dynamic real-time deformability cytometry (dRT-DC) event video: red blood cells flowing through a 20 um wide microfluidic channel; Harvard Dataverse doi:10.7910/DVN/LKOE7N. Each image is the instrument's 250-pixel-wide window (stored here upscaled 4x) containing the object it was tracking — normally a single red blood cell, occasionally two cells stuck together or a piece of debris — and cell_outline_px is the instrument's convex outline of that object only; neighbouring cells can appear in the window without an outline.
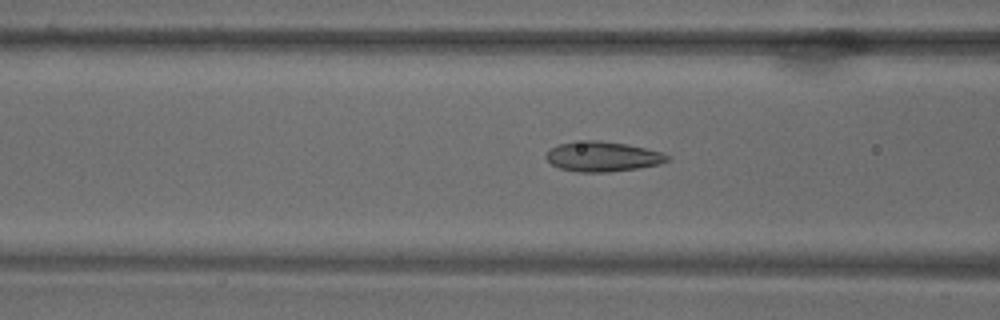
{"species": "common noctule bat (a hibernating species)", "species_latin": "Nyctalus noctula", "temperature_condition": "warm", "stored_images_in_passage": 45, "camera_frame_rate_fps": 3000, "um_per_image_px": 0.085, "animal": {"sex": "male", "body_mass_g": 18.8}, "frame": {"image": 1, "passage_image": 28, "time_ms": 9.0, "image_size_px": [1000, 320], "cell_outline_px": [[668, 160], [660, 164], [636, 168], [608, 172], [580, 172], [560, 168], [552, 164], [544, 156], [552, 148], [560, 144], [588, 140], [600, 140], [628, 144], [660, 152], [668, 156]], "centroid_in_image_um": [51.21, 13.3], "position_along_channel_um": 115.4, "area_um2": 20.81}}
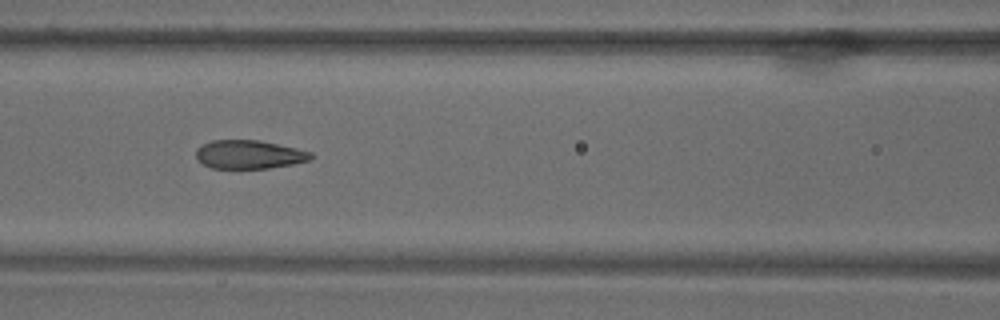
{"frame": {"image": 2, "passage_image": 31, "time_ms": 10.0, "image_size_px": [1000, 320], "cell_outline_px": [[316, 156], [312, 160], [292, 164], [268, 168], [212, 168], [196, 160], [196, 148], [200, 144], [212, 140], [260, 140], [296, 148], [312, 152]], "centroid_in_image_um": [21.18, 13.12], "position_along_channel_um": 145.4, "area_um2": 19.36}}
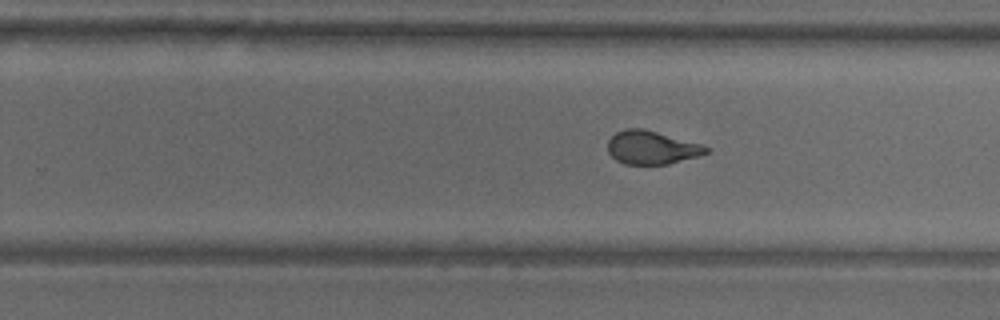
{"frame": {"image": 3, "passage_image": 44, "time_ms": 14.333, "image_size_px": [1000, 320], "cell_outline_px": [[712, 152], [700, 156], [668, 164], [624, 164], [616, 160], [608, 152], [608, 140], [616, 132], [624, 128], [644, 128], [700, 144], [712, 148]], "centroid_in_image_um": [55.42, 12.54], "position_along_channel_um": 274.4, "area_um2": 19.31}}